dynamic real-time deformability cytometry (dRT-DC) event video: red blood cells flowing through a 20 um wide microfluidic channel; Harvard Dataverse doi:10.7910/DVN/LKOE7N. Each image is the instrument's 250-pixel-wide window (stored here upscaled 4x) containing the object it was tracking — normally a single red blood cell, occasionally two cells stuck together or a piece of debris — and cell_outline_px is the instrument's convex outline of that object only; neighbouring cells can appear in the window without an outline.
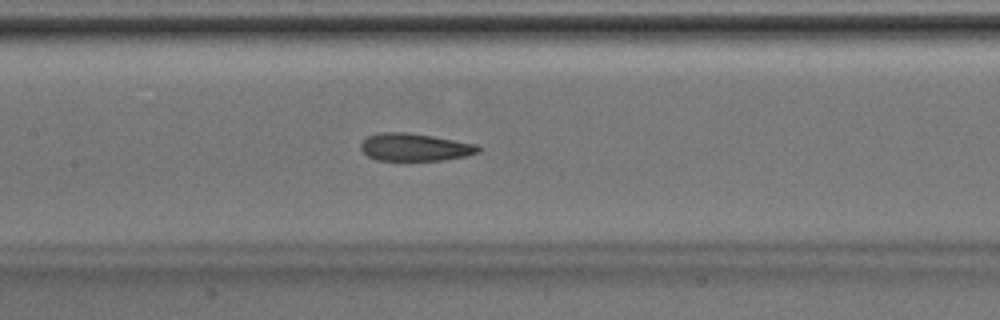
{"species": "Egyptian fruit bat (a non-hibernating species)", "species_latin": "Rousettus aegyptiacus", "temperature_condition": "room temperature", "stored_images_in_passage": 33, "camera_frame_rate_fps": 3000, "um_per_image_px": 0.085, "animal": {"sex": "male"}, "frame": {"image": 1, "passage_image": 15, "time_ms": 4.667, "image_size_px": [1000, 320], "cell_outline_px": [[480, 152], [464, 156], [444, 160], [408, 164], [376, 160], [368, 156], [360, 148], [360, 144], [368, 136], [380, 132], [408, 132], [432, 136], [476, 144], [480, 148]], "centroid_in_image_um": [35.22, 12.57], "position_along_channel_um": 172.2, "area_um2": 19.77}}